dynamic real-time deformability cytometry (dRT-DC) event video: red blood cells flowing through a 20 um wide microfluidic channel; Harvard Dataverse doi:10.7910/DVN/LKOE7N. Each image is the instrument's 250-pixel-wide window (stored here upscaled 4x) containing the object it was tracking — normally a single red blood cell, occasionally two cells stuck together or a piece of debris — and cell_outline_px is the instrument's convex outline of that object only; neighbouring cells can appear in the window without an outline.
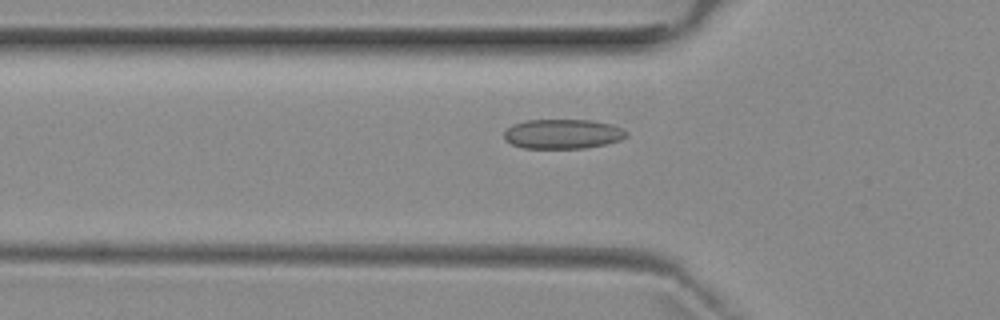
{"species": "common noctule bat (a hibernating species)", "species_latin": "Nyctalus noctula", "temperature_condition": "room temperature", "stored_images_in_passage": 5, "camera_frame_rate_fps": 3000, "um_per_image_px": 0.085, "animal": {"sex": "female", "body_mass_g": 29.2, "forearm_length_mm": 56.3}, "frame": {"image": 1, "passage_image": 4, "time_ms": 4.0, "image_size_px": [1000, 320], "cell_outline_px": [[628, 136], [620, 140], [608, 144], [584, 148], [524, 148], [512, 144], [504, 140], [504, 132], [512, 124], [528, 120], [592, 120], [612, 124], [628, 132]], "centroid_in_image_um": [47.85, 11.39], "position_along_channel_um": 78.0, "area_um2": 21.21}}
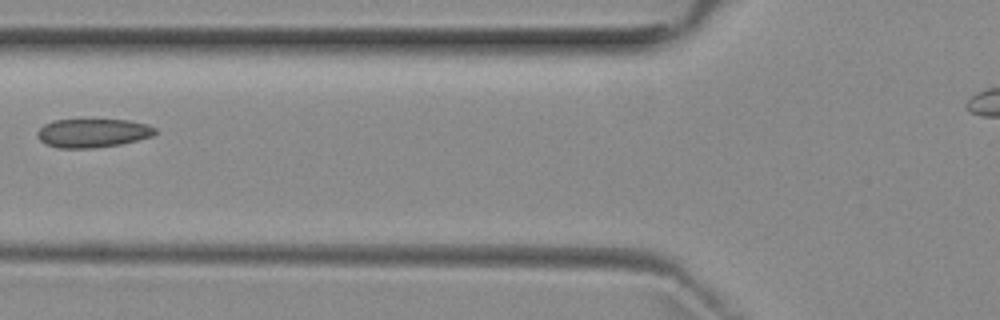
{"frame": {"image": 2, "passage_image": 5, "time_ms": 5.0, "image_size_px": [1000, 320], "cell_outline_px": [[156, 132], [152, 136], [120, 144], [92, 148], [56, 148], [44, 144], [36, 136], [36, 132], [44, 124], [52, 120], [128, 120], [148, 124], [156, 128]], "centroid_in_image_um": [7.84, 11.31], "position_along_channel_um": 118.0, "area_um2": 19.77}}